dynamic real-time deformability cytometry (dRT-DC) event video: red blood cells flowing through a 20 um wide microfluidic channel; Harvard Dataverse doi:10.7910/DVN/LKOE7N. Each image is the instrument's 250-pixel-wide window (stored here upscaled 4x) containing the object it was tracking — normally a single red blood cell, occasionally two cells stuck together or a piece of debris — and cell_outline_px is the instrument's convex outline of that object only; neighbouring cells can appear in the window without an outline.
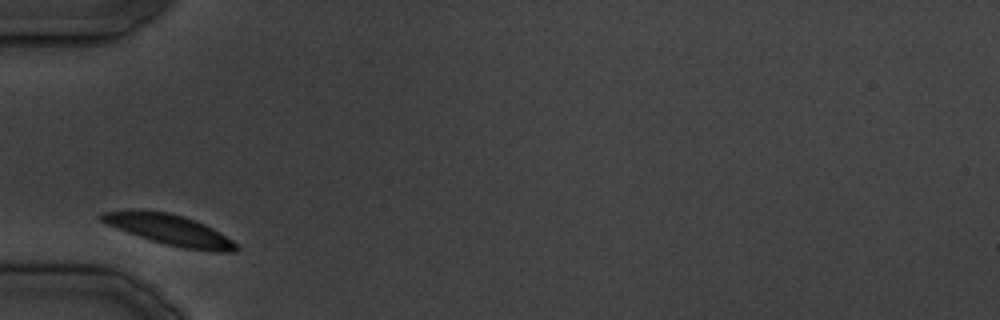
{"species": "common noctule bat (a hibernating species)", "species_latin": "Nyctalus noctula", "temperature_condition": "cold", "stored_images_in_passage": 21, "camera_frame_rate_fps": 3000, "um_per_image_px": 0.085, "animal": {"sex": "male", "body_mass_g": 19.5, "forearm_length_mm": 54.6}, "frame": {"image": 1, "passage_image": 1, "time_ms": 0.0, "image_size_px": [1000, 320], "cell_outline_px": [[240, 248], [236, 252], [220, 252], [184, 248], [152, 240], [128, 232], [108, 224], [100, 220], [100, 212], [132, 208], [140, 208], [168, 212], [184, 216], [204, 224], [212, 228], [232, 240]], "centroid_in_image_um": [14.39, 19.49], "position_along_channel_um": 70.6, "area_um2": 23.93}}
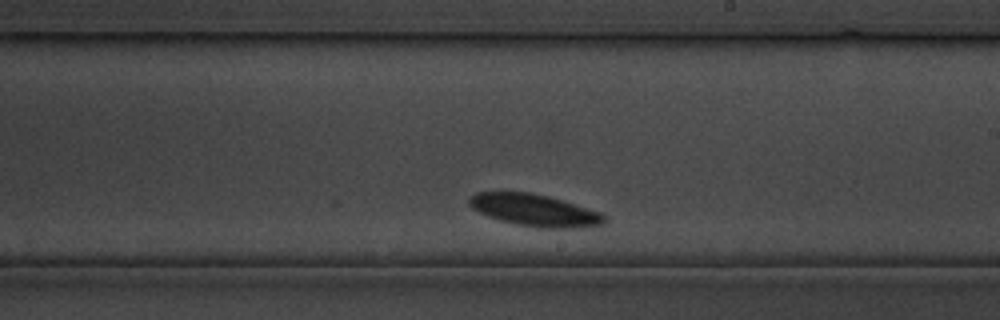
{"frame": {"image": 2, "passage_image": 12, "time_ms": 13.333, "image_size_px": [1000, 320], "cell_outline_px": [[608, 220], [604, 224], [568, 228], [548, 228], [516, 224], [500, 220], [488, 216], [472, 208], [468, 204], [468, 200], [476, 192], [528, 192], [548, 196], [604, 212], [608, 216]], "centroid_in_image_um": [45.51, 17.86], "position_along_channel_um": 243.5, "area_um2": 25.2}}
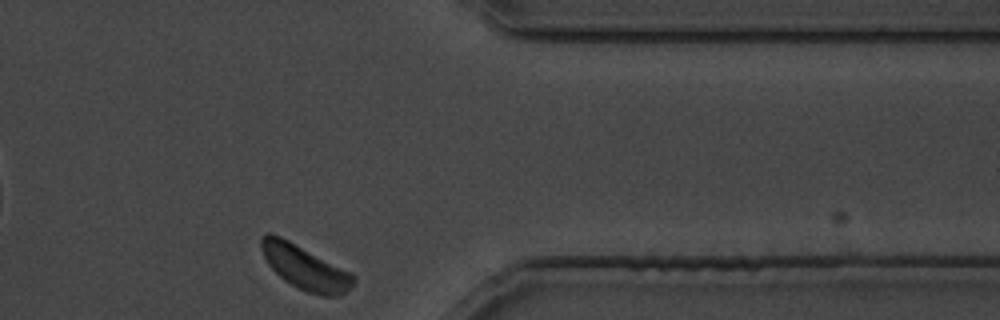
{"frame": {"image": 3, "passage_image": 21, "time_ms": 24.667, "image_size_px": [1000, 320], "cell_outline_px": [[356, 280], [340, 296], [320, 296], [308, 292], [284, 280], [268, 264], [264, 256], [260, 244], [260, 240], [264, 232], [268, 232], [280, 236], [352, 272], [356, 276]], "centroid_in_image_um": [25.93, 22.72], "position_along_channel_um": 385.5, "area_um2": 23.47}}